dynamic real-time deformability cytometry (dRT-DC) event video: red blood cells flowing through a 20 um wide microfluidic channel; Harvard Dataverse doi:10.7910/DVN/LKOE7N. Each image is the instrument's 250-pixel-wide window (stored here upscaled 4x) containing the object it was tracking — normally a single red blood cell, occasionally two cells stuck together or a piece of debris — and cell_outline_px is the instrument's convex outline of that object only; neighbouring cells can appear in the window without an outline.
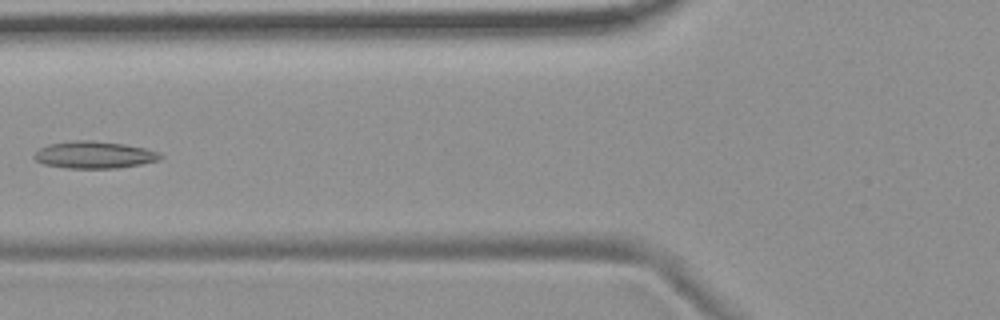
{"species": "common noctule bat (a hibernating species)", "species_latin": "Nyctalus noctula", "temperature_condition": "room temperature", "stored_images_in_passage": 6, "camera_frame_rate_fps": 3000, "um_per_image_px": 0.085, "animal": {"sex": "female", "body_mass_g": 19.9}, "frame": {"image": 1, "passage_image": 6, "time_ms": 6.667, "image_size_px": [1000, 320], "cell_outline_px": [[164, 156], [160, 160], [140, 164], [116, 168], [68, 168], [44, 164], [36, 160], [32, 156], [40, 148], [48, 144], [72, 140], [92, 140], [124, 144], [144, 148], [160, 152]], "centroid_in_image_um": [8.02, 13.15], "position_along_channel_um": 117.8, "area_um2": 19.94}}